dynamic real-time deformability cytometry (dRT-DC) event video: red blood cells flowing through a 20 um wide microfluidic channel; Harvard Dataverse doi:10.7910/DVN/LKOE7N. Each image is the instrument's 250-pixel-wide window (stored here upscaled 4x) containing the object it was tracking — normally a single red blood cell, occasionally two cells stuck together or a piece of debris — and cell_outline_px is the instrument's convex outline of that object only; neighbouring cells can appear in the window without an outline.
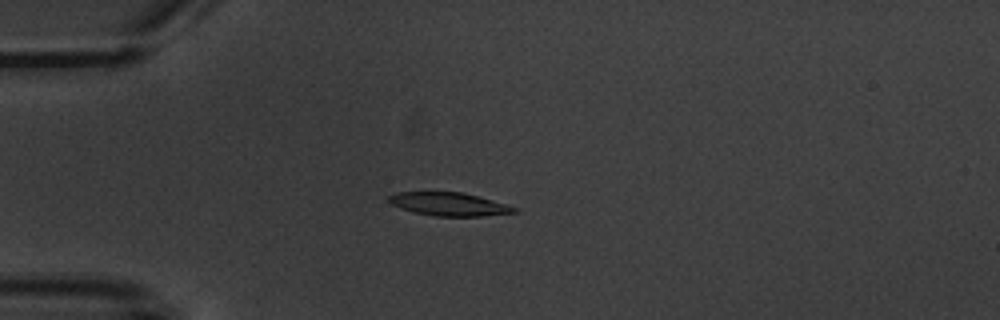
{"species": "common noctule bat (a hibernating species)", "species_latin": "Nyctalus noctula", "temperature_condition": "warm", "stored_images_in_passage": 7, "camera_frame_rate_fps": 3000, "um_per_image_px": 0.085, "animal": {"sex": "male", "body_mass_g": 20.1, "forearm_length_mm": 53.5}, "frame": {"image": 1, "passage_image": 3, "time_ms": 2.333, "image_size_px": [1000, 320], "cell_outline_px": [[520, 208], [516, 212], [484, 216], [436, 216], [412, 212], [400, 208], [392, 204], [388, 200], [388, 196], [396, 192], [464, 192], [508, 204]], "centroid_in_image_um": [38.2, 17.35], "position_along_channel_um": 46.8, "area_um2": 17.17}}
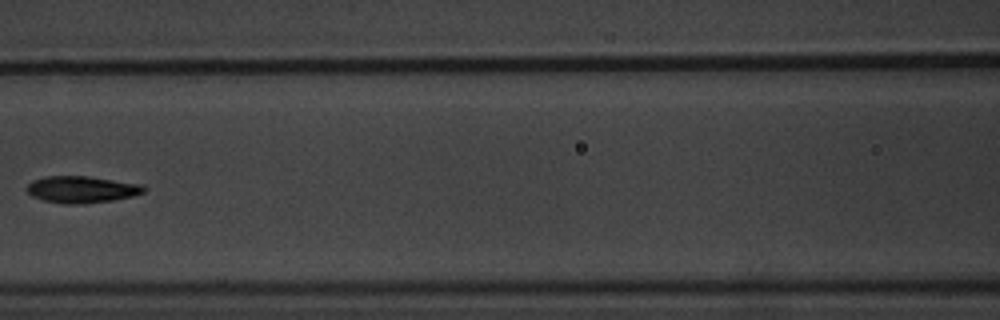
{"frame": {"image": 2, "passage_image": 6, "time_ms": 6.0, "image_size_px": [1000, 320], "cell_outline_px": [[148, 188], [144, 192], [132, 196], [112, 200], [84, 204], [64, 204], [44, 200], [32, 196], [28, 192], [28, 184], [32, 180], [44, 176], [88, 176], [140, 184]], "centroid_in_image_um": [6.94, 16.1], "position_along_channel_um": 159.7, "area_um2": 18.21}}
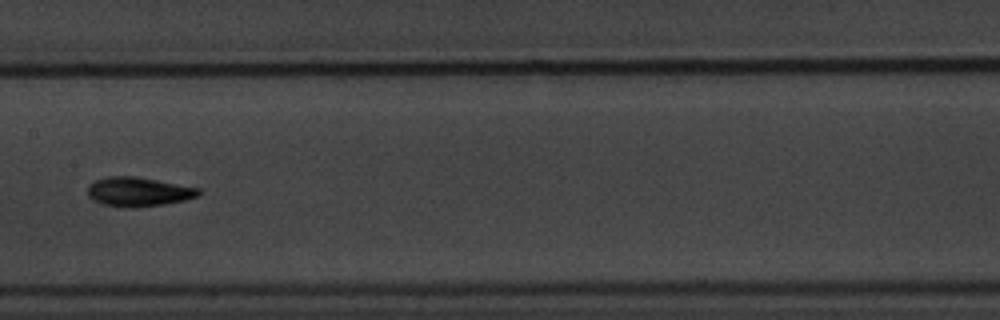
{"frame": {"image": 3, "passage_image": 7, "time_ms": 7.0, "image_size_px": [1000, 320], "cell_outline_px": [[200, 196], [184, 200], [164, 204], [132, 208], [124, 208], [104, 204], [92, 200], [88, 196], [88, 184], [96, 180], [108, 176], [136, 176], [200, 188]], "centroid_in_image_um": [11.76, 16.3], "position_along_channel_um": 195.6, "area_um2": 19.02}}